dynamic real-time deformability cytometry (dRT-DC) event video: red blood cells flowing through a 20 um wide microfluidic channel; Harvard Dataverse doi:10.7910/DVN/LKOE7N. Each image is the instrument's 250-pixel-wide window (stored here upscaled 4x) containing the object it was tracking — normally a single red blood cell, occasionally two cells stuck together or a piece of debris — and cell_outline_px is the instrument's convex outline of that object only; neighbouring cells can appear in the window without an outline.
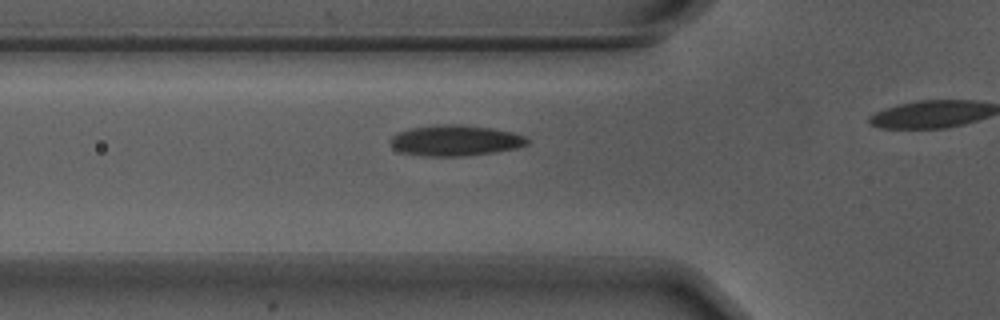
{"species": "Egyptian fruit bat (a non-hibernating species)", "species_latin": "Rousettus aegyptiacus", "temperature_condition": "warm", "stored_images_in_passage": 19, "camera_frame_rate_fps": 3000, "um_per_image_px": 0.085, "animal": {"sex": "male"}, "frame": {"image": 1, "passage_image": 14, "time_ms": 4.333, "image_size_px": [1000, 320], "cell_outline_px": [[528, 144], [516, 148], [496, 152], [460, 156], [428, 156], [400, 152], [392, 144], [392, 136], [400, 132], [412, 128], [444, 124], [460, 124], [492, 128], [512, 132], [524, 136], [528, 140]], "centroid_in_image_um": [38.75, 11.94], "position_along_channel_um": 87.0, "area_um2": 24.16}}